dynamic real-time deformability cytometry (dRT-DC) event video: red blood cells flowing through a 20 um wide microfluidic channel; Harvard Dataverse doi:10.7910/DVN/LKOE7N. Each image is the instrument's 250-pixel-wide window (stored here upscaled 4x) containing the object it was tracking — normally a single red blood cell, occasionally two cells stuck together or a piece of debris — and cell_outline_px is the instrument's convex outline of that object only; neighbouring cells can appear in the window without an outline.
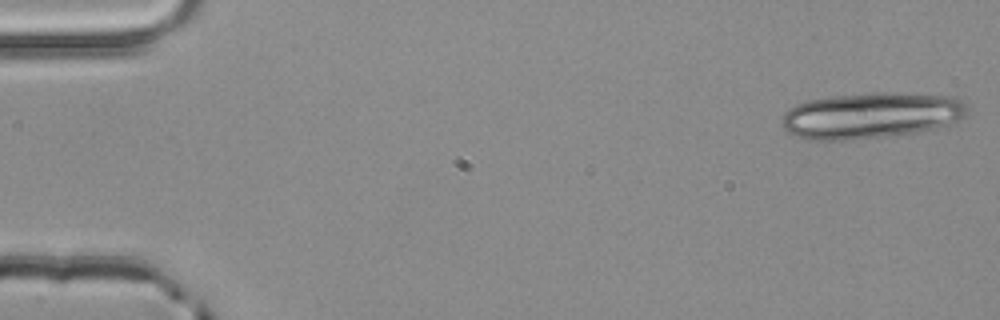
{"species": "common noctule bat (a hibernating species)", "species_latin": "Nyctalus noctula", "temperature_condition": "room temperature", "stored_images_in_passage": 3, "camera_frame_rate_fps": 3000, "um_per_image_px": 0.085, "animal": {"sex": "male", "body_mass_g": 20.4}, "frame": {"image": 1, "passage_image": 1, "time_ms": 0.0, "image_size_px": [1000, 320], "cell_outline_px": [[968, 112], [964, 116], [948, 124], [936, 128], [916, 132], [888, 136], [852, 140], [808, 140], [796, 136], [788, 132], [780, 124], [784, 112], [788, 108], [796, 104], [808, 100], [832, 96], [868, 92], [888, 92], [956, 96], [964, 100], [968, 108]], "centroid_in_image_um": [74.03, 9.8], "position_along_channel_um": 11.0, "area_um2": 50.34}}